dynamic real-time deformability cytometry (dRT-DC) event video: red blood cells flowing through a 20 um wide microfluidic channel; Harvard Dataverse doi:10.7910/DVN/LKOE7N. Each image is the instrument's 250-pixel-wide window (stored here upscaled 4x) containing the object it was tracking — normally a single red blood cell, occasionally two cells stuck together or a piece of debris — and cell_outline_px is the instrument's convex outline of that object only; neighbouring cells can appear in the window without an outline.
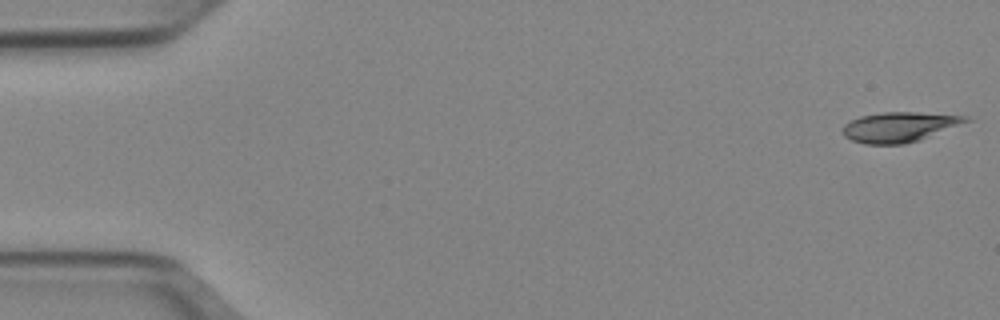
{"species": "Egyptian fruit bat (a non-hibernating species)", "species_latin": "Rousettus aegyptiacus", "temperature_condition": "cold", "stored_images_in_passage": 51, "camera_frame_rate_fps": 3000, "um_per_image_px": 0.085, "animal": {"sex": "female"}, "frame": {"image": 1, "passage_image": 1, "time_ms": 0.0, "image_size_px": [1000, 320], "cell_outline_px": [[972, 120], [920, 140], [904, 144], [864, 144], [852, 140], [844, 136], [844, 124], [860, 116], [880, 112], [916, 112], [968, 116]], "centroid_in_image_um": [76.46, 10.79], "position_along_channel_um": 8.5, "area_um2": 21.44}}
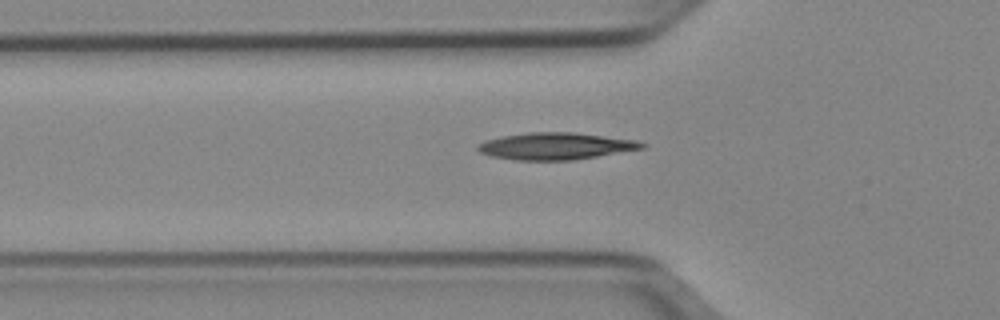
{"frame": {"image": 2, "passage_image": 17, "time_ms": 5.333, "image_size_px": [1000, 320], "cell_outline_px": [[648, 144], [644, 148], [572, 160], [516, 160], [492, 156], [480, 152], [476, 148], [484, 140], [500, 136], [528, 132], [572, 132], [636, 140]], "centroid_in_image_um": [47.21, 12.41], "position_along_channel_um": 78.6, "area_um2": 25.61}}
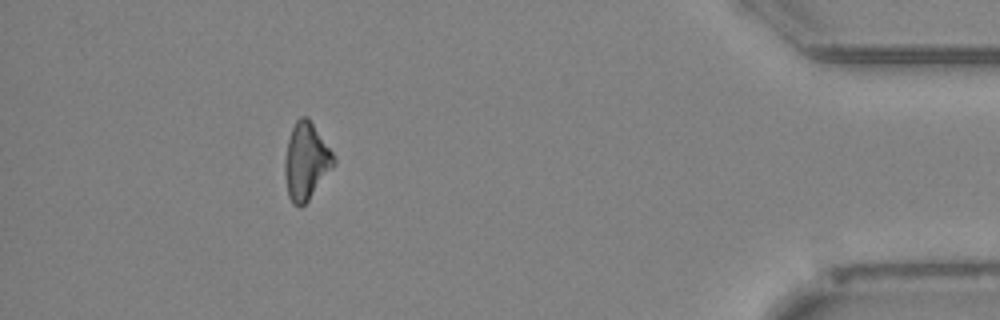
{"frame": {"image": 3, "passage_image": 46, "time_ms": 15.0, "image_size_px": [1000, 320], "cell_outline_px": [[336, 164], [308, 200], [300, 208], [292, 204], [288, 196], [284, 176], [284, 160], [288, 140], [292, 128], [296, 120], [300, 116], [308, 116], [332, 152], [336, 160]], "centroid_in_image_um": [26.0, 13.72], "position_along_channel_um": 409.2, "area_um2": 22.02}, "authors_computed_cell_mechanics": {"area_um2": 23.3512, "velocity_mm_per_s": 3.973, "shape_relaxation_time_tau1_ms": 5.6595, "shape_relaxation_time_tau2_ms": null, "deformation_change_tau1": 0.1473, "deformation_change_tau2": null}}